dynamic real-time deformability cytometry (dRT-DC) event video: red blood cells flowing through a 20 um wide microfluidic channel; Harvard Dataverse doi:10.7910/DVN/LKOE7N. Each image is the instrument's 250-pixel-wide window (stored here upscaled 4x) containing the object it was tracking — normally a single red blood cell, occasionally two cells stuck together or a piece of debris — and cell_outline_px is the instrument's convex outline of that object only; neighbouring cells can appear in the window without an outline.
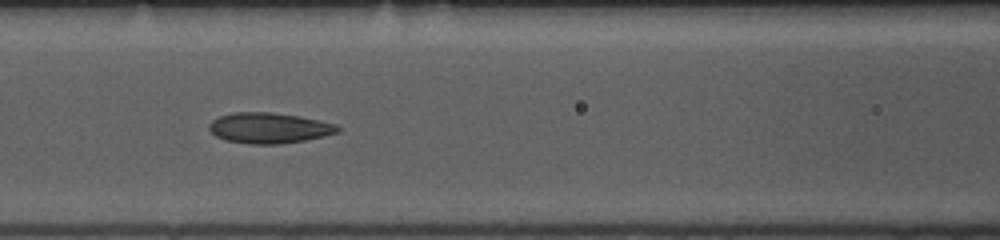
{"species": "common noctule bat (a hibernating species)", "species_latin": "Nyctalus noctula", "temperature_condition": "room temperature", "stored_images_in_passage": 39, "camera_frame_rate_fps": 3000, "um_per_image_px": 0.085, "animal": {"sex": "female", "body_mass_g": 10.0, "forearm_length_mm": 53.1}, "frame": {"image": 1, "passage_image": 9, "time_ms": 2.667, "image_size_px": [1000, 240], "cell_outline_px": [[340, 132], [304, 140], [276, 144], [248, 144], [224, 140], [216, 136], [208, 128], [208, 124], [212, 120], [220, 116], [232, 112], [268, 112], [300, 116], [320, 120], [336, 124], [340, 128]], "centroid_in_image_um": [22.85, 10.87], "position_along_channel_um": 143.7, "area_um2": 22.95}}
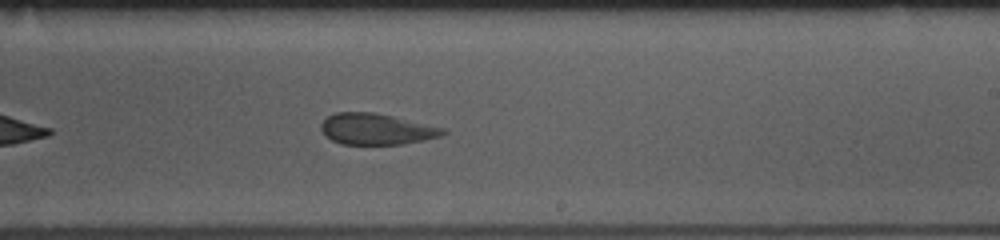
{"frame": {"image": 2, "passage_image": 18, "time_ms": 5.667, "image_size_px": [1000, 240], "cell_outline_px": [[448, 132], [440, 136], [424, 140], [404, 144], [340, 144], [332, 140], [320, 128], [320, 124], [328, 116], [336, 112], [372, 112], [392, 116], [444, 128]], "centroid_in_image_um": [31.99, 10.97], "position_along_channel_um": 257.0, "area_um2": 21.91}}
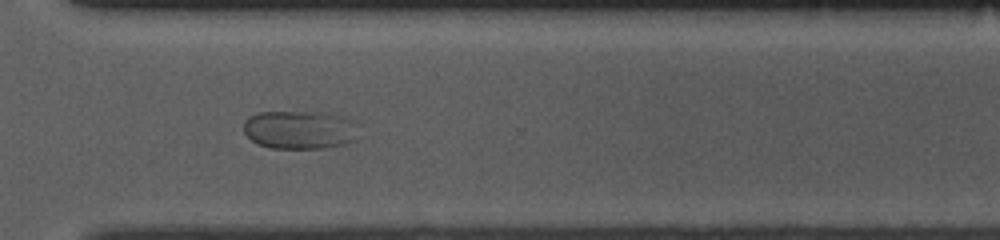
{"frame": {"image": 3, "passage_image": 25, "time_ms": 8.0, "image_size_px": [1000, 240], "cell_outline_px": [[364, 136], [348, 144], [324, 148], [272, 148], [256, 144], [244, 132], [244, 120], [248, 116], [256, 112], [328, 112], [348, 116], [356, 120], [360, 124]], "centroid_in_image_um": [25.65, 11.02], "position_along_channel_um": 345.0, "area_um2": 27.11}}